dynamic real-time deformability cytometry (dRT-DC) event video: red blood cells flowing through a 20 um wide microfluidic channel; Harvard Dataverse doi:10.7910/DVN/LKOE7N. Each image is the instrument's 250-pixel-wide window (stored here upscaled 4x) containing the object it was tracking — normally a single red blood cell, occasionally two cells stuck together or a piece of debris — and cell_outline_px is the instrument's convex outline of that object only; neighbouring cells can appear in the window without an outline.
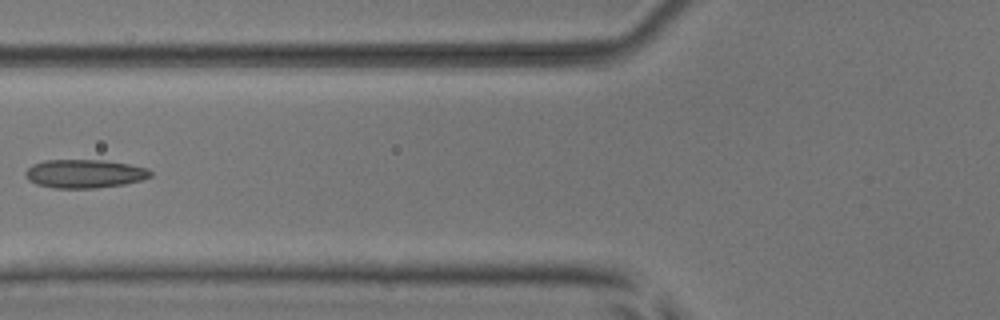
{"species": "common noctule bat (a hibernating species)", "species_latin": "Nyctalus noctula", "temperature_condition": "room temperature", "stored_images_in_passage": 3, "camera_frame_rate_fps": 3000, "um_per_image_px": 0.085, "animal": {"sex": "male", "body_mass_g": 17.9, "forearm_length_mm": 54.2}, "frame": {"image": 1, "passage_image": 2, "time_ms": 0.333, "image_size_px": [1000, 320], "cell_outline_px": [[152, 176], [140, 180], [124, 184], [96, 188], [52, 188], [36, 184], [28, 180], [24, 176], [24, 172], [32, 164], [44, 160], [104, 160], [128, 164], [148, 168], [152, 172]], "centroid_in_image_um": [7.15, 14.76], "position_along_channel_um": 118.6, "area_um2": 20.92}}
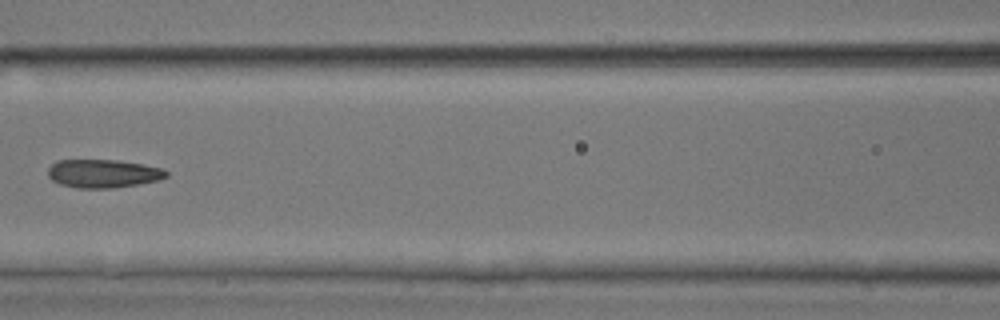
{"frame": {"image": 2, "passage_image": 3, "time_ms": 0.667, "image_size_px": [1000, 320], "cell_outline_px": [[168, 176], [156, 180], [140, 184], [112, 188], [76, 188], [60, 184], [52, 180], [48, 176], [48, 168], [56, 160], [116, 160], [164, 168], [168, 172]], "centroid_in_image_um": [8.75, 14.75], "position_along_channel_um": 157.9, "area_um2": 19.54}}